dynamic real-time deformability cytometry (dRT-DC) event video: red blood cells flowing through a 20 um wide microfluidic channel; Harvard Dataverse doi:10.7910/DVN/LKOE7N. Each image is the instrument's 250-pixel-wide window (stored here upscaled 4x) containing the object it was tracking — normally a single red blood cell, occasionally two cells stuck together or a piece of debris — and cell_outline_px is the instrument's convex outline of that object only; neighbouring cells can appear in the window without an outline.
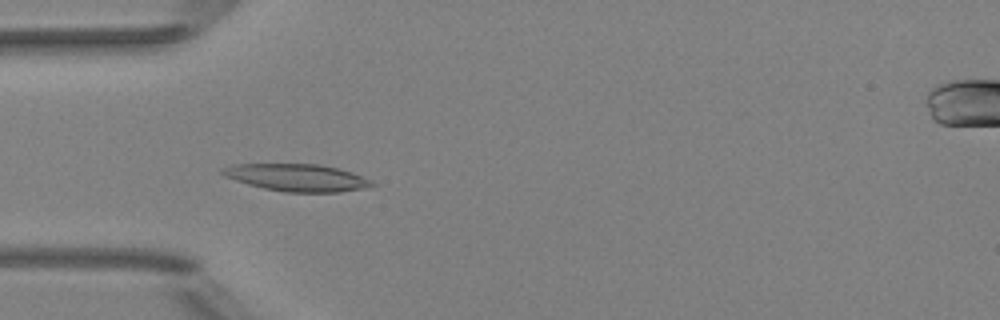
{"species": "Egyptian fruit bat (a non-hibernating species)", "species_latin": "Rousettus aegyptiacus", "temperature_condition": "room temperature", "stored_images_in_passage": 33, "camera_frame_rate_fps": 3000, "um_per_image_px": 0.085, "animal": {"sex": "female"}, "frame": {"image": 1, "passage_image": 5, "time_ms": 1.333, "image_size_px": [1000, 320], "cell_outline_px": [[376, 184], [364, 188], [340, 192], [284, 192], [264, 188], [248, 184], [224, 176], [220, 172], [224, 168], [236, 164], [320, 164], [352, 172], [372, 180]], "centroid_in_image_um": [25.27, 15.1], "position_along_channel_um": 59.7, "area_um2": 23.58}}
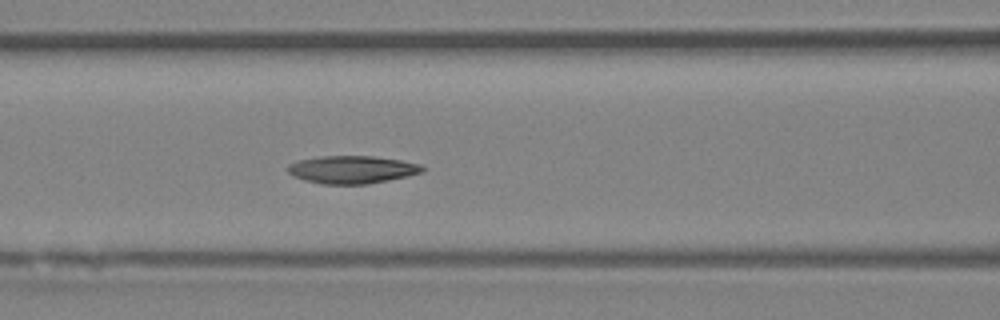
{"frame": {"image": 2, "passage_image": 11, "time_ms": 3.333, "image_size_px": [1000, 320], "cell_outline_px": [[424, 168], [420, 172], [408, 176], [368, 184], [320, 184], [304, 180], [292, 176], [288, 172], [288, 164], [296, 160], [320, 156], [372, 156], [400, 160], [420, 164]], "centroid_in_image_um": [29.86, 14.41], "position_along_channel_um": 136.7, "area_um2": 21.79}}
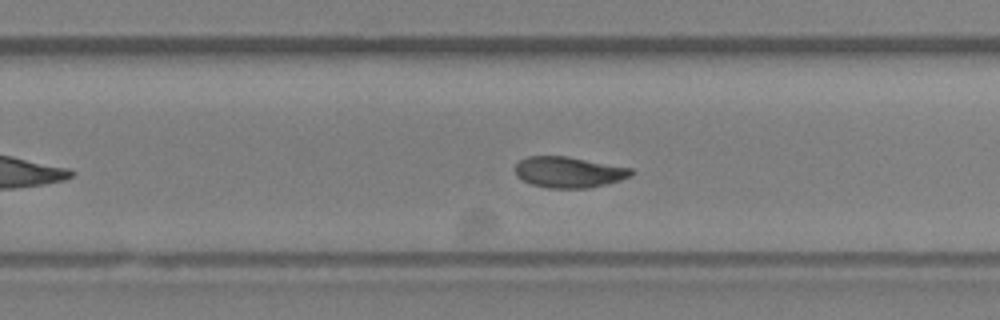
{"frame": {"image": 3, "passage_image": 22, "time_ms": 7.0, "image_size_px": [1000, 320], "cell_outline_px": [[636, 172], [632, 176], [620, 180], [588, 188], [548, 188], [532, 184], [516, 176], [516, 164], [520, 160], [528, 156], [564, 156], [632, 168]], "centroid_in_image_um": [48.36, 14.63], "position_along_channel_um": 281.4, "area_um2": 20.75}, "authors_computed_cell_mechanics": {"area_um2": 21.1548, "velocity_mm_per_s": 3.9675, "shape_relaxation_time_tau1_ms": 4.8172, "shape_relaxation_time_tau2_ms": 9.6855, "deformation_change_tau1": 0.1753, "deformation_change_tau2": 0.1237}}